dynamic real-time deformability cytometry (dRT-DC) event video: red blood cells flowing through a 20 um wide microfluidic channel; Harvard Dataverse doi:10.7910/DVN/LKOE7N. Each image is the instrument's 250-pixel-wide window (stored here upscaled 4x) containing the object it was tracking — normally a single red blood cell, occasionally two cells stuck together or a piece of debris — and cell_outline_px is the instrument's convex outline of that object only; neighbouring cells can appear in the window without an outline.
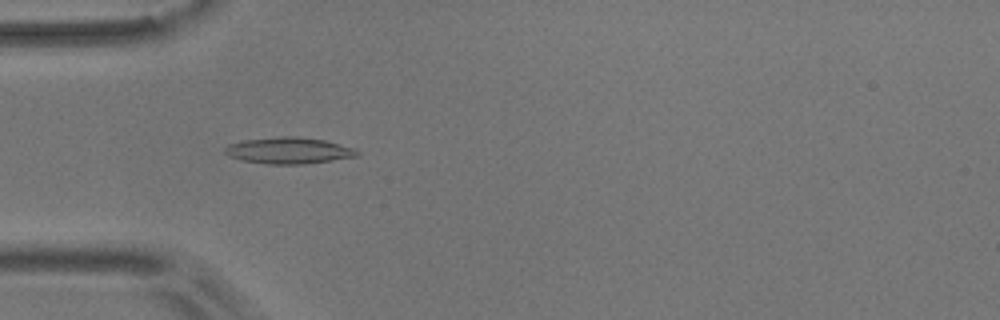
{"species": "common noctule bat (a hibernating species)", "species_latin": "Nyctalus noctula", "temperature_condition": "room temperature", "stored_images_in_passage": 45, "camera_frame_rate_fps": 3000, "um_per_image_px": 0.085, "animal": {"sex": "male", "body_mass_g": 17.9}, "frame": {"image": 1, "passage_image": 11, "time_ms": 3.333, "image_size_px": [1000, 320], "cell_outline_px": [[360, 156], [304, 164], [268, 164], [240, 160], [228, 156], [224, 152], [224, 148], [228, 144], [244, 140], [284, 136], [296, 136], [324, 140], [356, 148], [360, 152]], "centroid_in_image_um": [24.55, 12.8], "position_along_channel_um": 60.4, "area_um2": 20.46}}
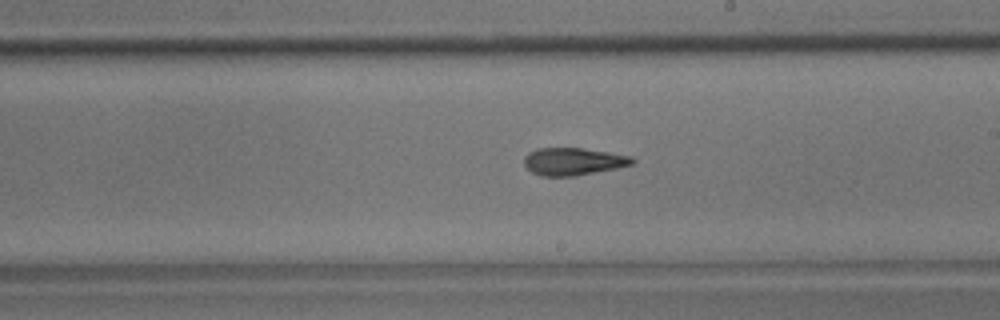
{"frame": {"image": 2, "passage_image": 26, "time_ms": 8.333, "image_size_px": [1000, 320], "cell_outline_px": [[636, 160], [632, 164], [616, 168], [576, 176], [540, 176], [532, 172], [524, 164], [524, 156], [528, 152], [536, 148], [580, 148], [608, 152], [632, 156]], "centroid_in_image_um": [48.71, 13.72], "position_along_channel_um": 240.3, "area_um2": 17.34}}
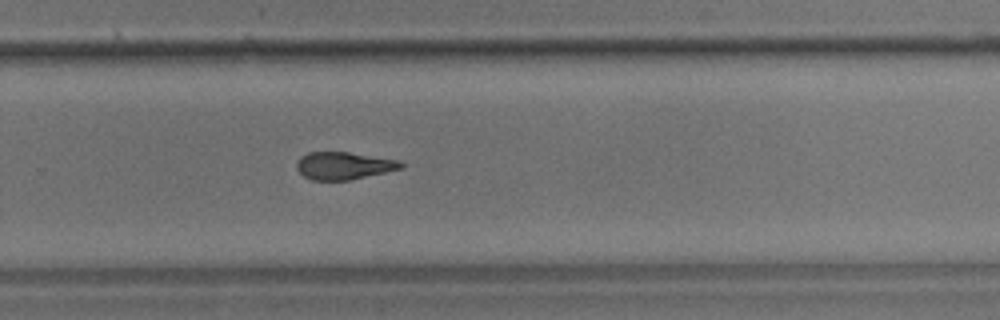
{"frame": {"image": 3, "passage_image": 31, "time_ms": 10.0, "image_size_px": [1000, 320], "cell_outline_px": [[404, 168], [348, 180], [312, 180], [304, 176], [296, 168], [296, 164], [300, 156], [308, 152], [348, 152], [400, 160], [404, 164]], "centroid_in_image_um": [29.22, 14.07], "position_along_channel_um": 300.6, "area_um2": 16.7}, "authors_computed_cell_mechanics": {"area_um2": 17.6868, "velocity_mm_per_s": 3.6384, "shape_relaxation_time_tau1_ms": 6.1393, "shape_relaxation_time_tau2_ms": 3.9845, "deformation_change_tau1": 0.1616, "deformation_change_tau2": 0.1313}}